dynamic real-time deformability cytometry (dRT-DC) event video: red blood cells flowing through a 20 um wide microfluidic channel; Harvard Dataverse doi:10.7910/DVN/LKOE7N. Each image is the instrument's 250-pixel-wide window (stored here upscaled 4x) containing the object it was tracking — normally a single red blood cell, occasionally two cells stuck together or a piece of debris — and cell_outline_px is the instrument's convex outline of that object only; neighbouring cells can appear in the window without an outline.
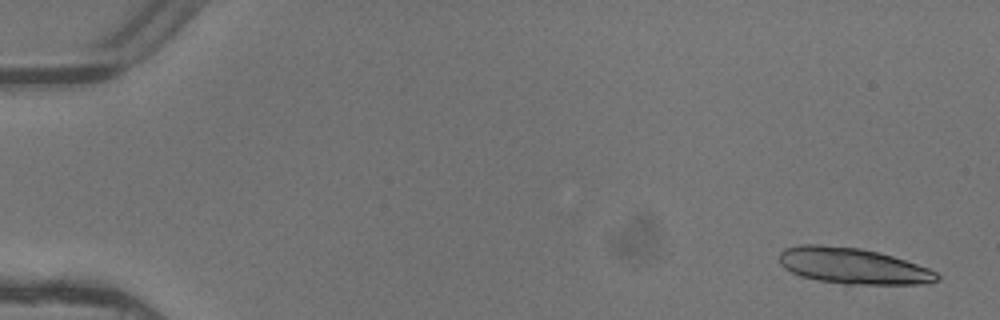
{"species": "common noctule bat (a hibernating species)", "species_latin": "Nyctalus noctula", "temperature_condition": "warm", "stored_images_in_passage": 5, "camera_frame_rate_fps": 3000, "um_per_image_px": 0.085, "animal": {"sex": "female"}, "frame": {"image": 1, "passage_image": 1, "time_ms": 0.0, "image_size_px": [1000, 320], "cell_outline_px": [[940, 280], [928, 284], [844, 284], [816, 280], [800, 276], [784, 268], [780, 264], [780, 252], [784, 248], [800, 244], [820, 244], [860, 248], [880, 252], [928, 268], [936, 272], [940, 276]], "centroid_in_image_um": [72.49, 22.6], "position_along_channel_um": 12.5, "area_um2": 33.29}}